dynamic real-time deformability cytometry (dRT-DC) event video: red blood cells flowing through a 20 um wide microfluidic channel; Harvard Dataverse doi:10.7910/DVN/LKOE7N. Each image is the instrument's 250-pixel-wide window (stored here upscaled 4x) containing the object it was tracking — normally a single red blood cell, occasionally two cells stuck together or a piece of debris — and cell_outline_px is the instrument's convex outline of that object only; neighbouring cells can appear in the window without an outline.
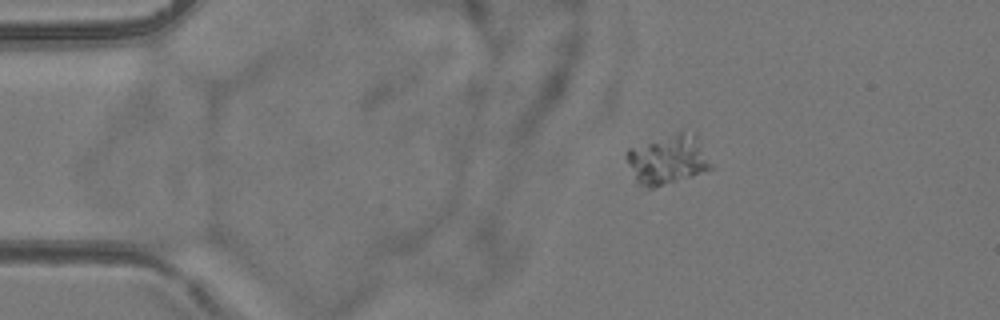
{"species": "common noctule bat (a hibernating species)", "species_latin": "Nyctalus noctula", "temperature_condition": "room temperature", "stored_images_in_passage": 2, "camera_frame_rate_fps": 3000, "um_per_image_px": 0.085, "animal": {"sex": "female", "body_mass_g": 24.6, "forearm_length_mm": 56.2}, "frame": {"image": 1, "passage_image": 1, "time_ms": 0.0, "image_size_px": [1000, 320], "cell_outline_px": [[712, 168], [692, 176], [652, 188], [648, 188], [640, 184], [636, 180], [628, 164], [624, 152], [628, 148], [680, 132], [696, 132]], "centroid_in_image_um": [56.74, 13.56], "position_along_channel_um": 28.3, "area_um2": 23.87}}